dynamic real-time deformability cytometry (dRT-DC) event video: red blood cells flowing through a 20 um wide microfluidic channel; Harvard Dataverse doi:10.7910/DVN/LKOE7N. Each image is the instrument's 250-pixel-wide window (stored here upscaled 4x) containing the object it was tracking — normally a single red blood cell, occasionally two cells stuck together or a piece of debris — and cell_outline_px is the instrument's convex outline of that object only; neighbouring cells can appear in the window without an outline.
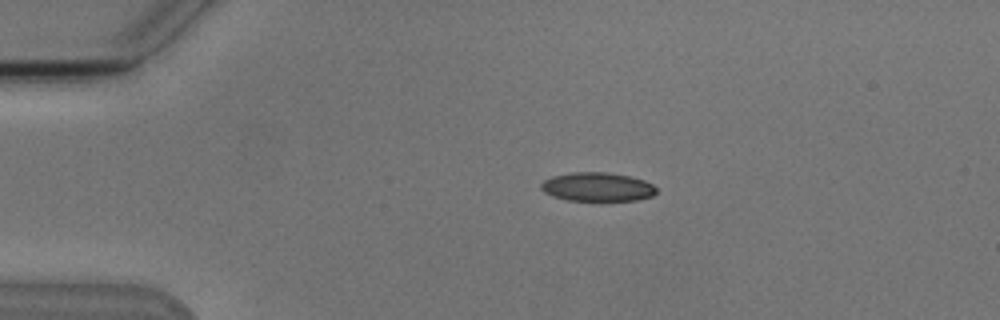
{"species": "Egyptian fruit bat (a non-hibernating species)", "species_latin": "Rousettus aegyptiacus", "temperature_condition": "cold", "stored_images_in_passage": 4, "camera_frame_rate_fps": 3000, "um_per_image_px": 0.085, "animal": {"sex": "male"}, "frame": {"image": 1, "passage_image": 3, "time_ms": 2.333, "image_size_px": [1000, 320], "cell_outline_px": [[656, 192], [652, 196], [636, 200], [568, 200], [552, 196], [544, 192], [540, 188], [540, 184], [544, 180], [552, 176], [572, 172], [604, 172], [628, 176], [644, 180], [652, 184], [656, 188]], "centroid_in_image_um": [50.75, 15.88], "position_along_channel_um": 34.3, "area_um2": 19.25}}